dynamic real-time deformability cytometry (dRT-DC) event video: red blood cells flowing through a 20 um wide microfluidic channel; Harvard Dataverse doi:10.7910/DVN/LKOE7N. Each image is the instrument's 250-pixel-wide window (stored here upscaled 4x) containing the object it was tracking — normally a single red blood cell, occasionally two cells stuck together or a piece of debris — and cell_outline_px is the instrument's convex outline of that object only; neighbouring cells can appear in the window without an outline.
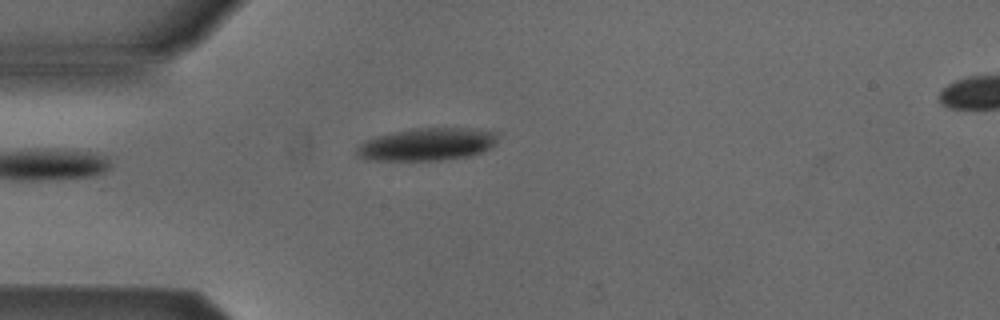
{"species": "Egyptian fruit bat (a non-hibernating species)", "species_latin": "Rousettus aegyptiacus", "temperature_condition": "cold", "stored_images_in_passage": 2, "camera_frame_rate_fps": 3000, "um_per_image_px": 0.085, "animal": {"sex": "male"}, "frame": {"image": 1, "passage_image": 1, "time_ms": 0.0, "image_size_px": [1000, 320], "cell_outline_px": [[496, 140], [488, 148], [480, 152], [468, 156], [440, 160], [364, 160], [356, 152], [356, 148], [364, 140], [376, 136], [392, 132], [412, 128], [468, 128], [496, 132]], "centroid_in_image_um": [36.23, 12.26], "position_along_channel_um": 48.8, "area_um2": 26.53}}